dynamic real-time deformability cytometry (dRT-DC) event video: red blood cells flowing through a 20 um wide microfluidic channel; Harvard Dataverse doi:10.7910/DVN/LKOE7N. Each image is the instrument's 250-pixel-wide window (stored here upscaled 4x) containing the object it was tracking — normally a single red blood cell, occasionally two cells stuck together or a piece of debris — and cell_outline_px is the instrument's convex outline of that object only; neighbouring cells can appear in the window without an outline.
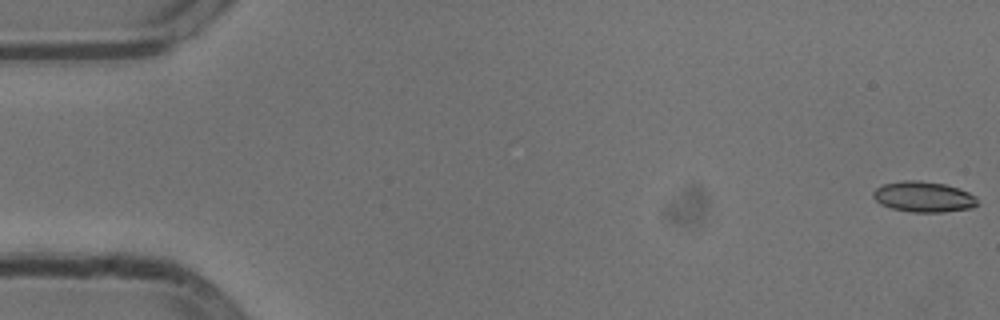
{"species": "common noctule bat (a hibernating species)", "species_latin": "Nyctalus noctula", "temperature_condition": "cold", "stored_images_in_passage": 54, "camera_frame_rate_fps": 3000, "um_per_image_px": 0.085, "animal": {"sex": "male", "body_mass_g": 13.3}, "frame": {"image": 1, "passage_image": 1, "time_ms": 0.0, "image_size_px": [1000, 320], "cell_outline_px": [[976, 204], [972, 208], [944, 212], [912, 212], [892, 208], [880, 204], [872, 196], [872, 192], [876, 188], [884, 184], [900, 180], [916, 180], [944, 184], [968, 192], [976, 196]], "centroid_in_image_um": [78.47, 16.73], "position_along_channel_um": 6.5, "area_um2": 18.5}}
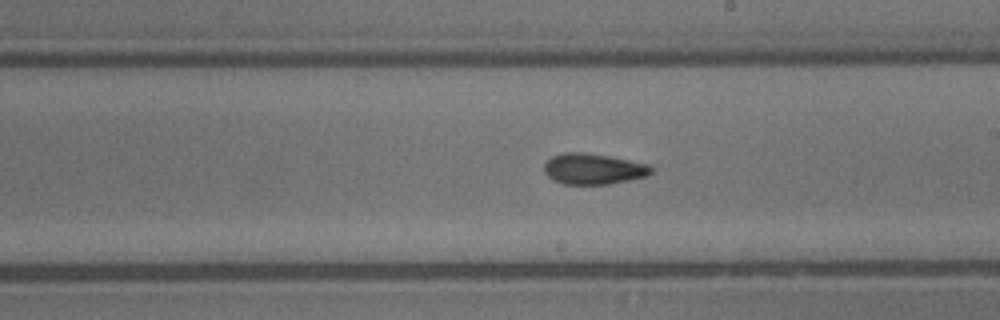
{"frame": {"image": 2, "passage_image": 31, "time_ms": 10.0, "image_size_px": [1000, 320], "cell_outline_px": [[652, 172], [648, 176], [612, 184], [564, 184], [552, 180], [544, 172], [544, 164], [552, 156], [564, 152], [584, 152], [608, 156], [648, 164], [652, 168]], "centroid_in_image_um": [50.42, 14.36], "position_along_channel_um": 238.6, "area_um2": 19.31}}
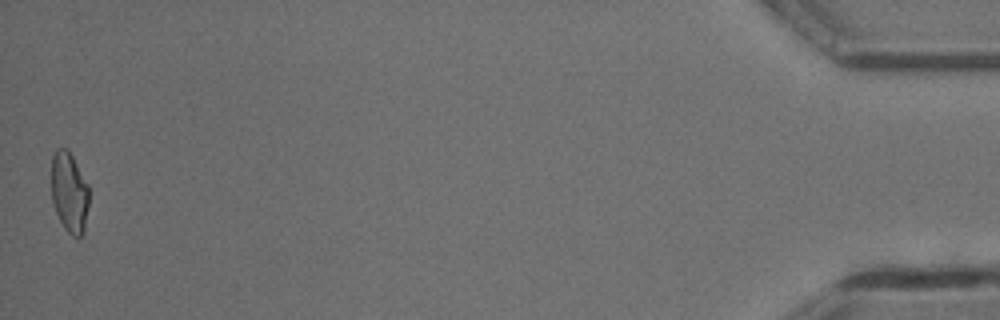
{"frame": {"image": 3, "passage_image": 54, "time_ms": 17.667, "image_size_px": [1000, 320], "cell_outline_px": [[88, 204], [84, 232], [80, 236], [72, 236], [64, 228], [56, 212], [52, 200], [52, 156], [56, 148], [68, 148], [88, 184]], "centroid_in_image_um": [5.89, 16.33], "position_along_channel_um": 429.3, "area_um2": 17.57}, "authors_computed_cell_mechanics": {"area_um2": 18.6405, "velocity_mm_per_s": 3.8167, "shape_relaxation_time_tau1_ms": 5.0523, "shape_relaxation_time_tau2_ms": 2.497, "deformation_change_tau1": 0.1459, "deformation_change_tau2": 0.0983}}